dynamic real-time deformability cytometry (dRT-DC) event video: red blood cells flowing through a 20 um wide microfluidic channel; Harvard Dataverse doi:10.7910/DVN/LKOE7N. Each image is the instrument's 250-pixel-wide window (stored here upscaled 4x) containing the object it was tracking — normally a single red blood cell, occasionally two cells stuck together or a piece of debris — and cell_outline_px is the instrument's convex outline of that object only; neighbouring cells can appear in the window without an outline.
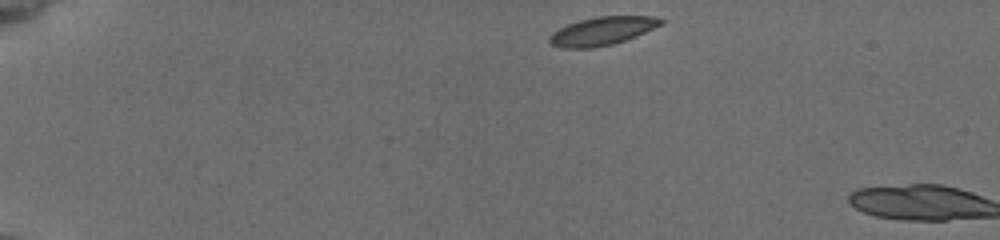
{"species": "common noctule bat (a hibernating species)", "species_latin": "Nyctalus noctula", "temperature_condition": "cold", "stored_images_in_passage": 2, "camera_frame_rate_fps": 3000, "um_per_image_px": 0.085, "animal": {"sex": "female", "body_mass_g": 19.5, "forearm_length_mm": 54.1}, "frame": {"image": 1, "passage_image": 1, "time_ms": 0.0, "image_size_px": [1000, 240], "cell_outline_px": [[664, 20], [660, 24], [636, 36], [612, 44], [592, 48], [564, 48], [552, 44], [548, 40], [548, 36], [552, 32], [568, 24], [580, 20], [596, 16], [652, 16]], "centroid_in_image_um": [51.13, 2.63], "position_along_channel_um": 33.9, "area_um2": 18.09}}